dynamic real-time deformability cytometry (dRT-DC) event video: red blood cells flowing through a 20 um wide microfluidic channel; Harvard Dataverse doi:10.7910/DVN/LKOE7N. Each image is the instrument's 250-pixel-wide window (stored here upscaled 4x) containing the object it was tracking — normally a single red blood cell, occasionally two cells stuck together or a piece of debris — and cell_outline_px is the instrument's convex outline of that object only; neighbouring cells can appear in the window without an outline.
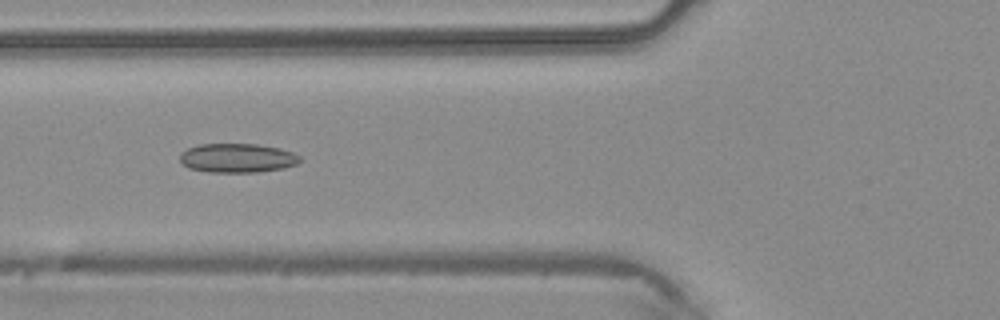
{"species": "common noctule bat (a hibernating species)", "species_latin": "Nyctalus noctula", "temperature_condition": "warm", "stored_images_in_passage": 45, "camera_frame_rate_fps": 3000, "um_per_image_px": 0.085, "animal": {"sex": "male", "body_mass_g": 20.4}, "frame": {"image": 1, "passage_image": 17, "time_ms": 5.333, "image_size_px": [1000, 320], "cell_outline_px": [[304, 160], [296, 164], [284, 168], [256, 172], [208, 172], [188, 168], [180, 160], [180, 152], [188, 148], [200, 144], [256, 144], [280, 148], [292, 152], [300, 156]], "centroid_in_image_um": [20.19, 13.43], "position_along_channel_um": 105.6, "area_um2": 20.46}}
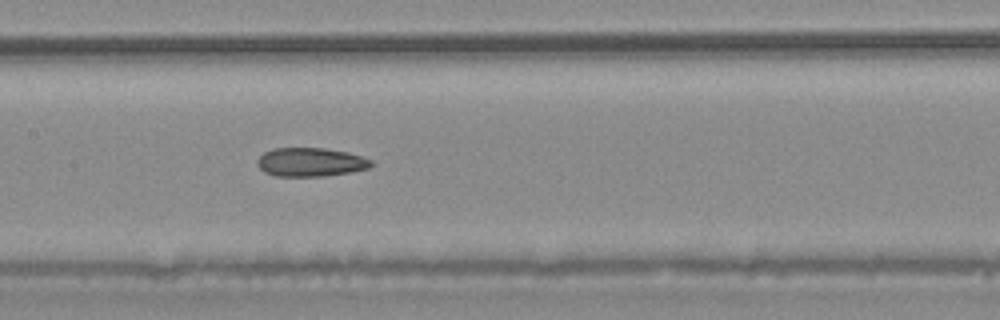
{"frame": {"image": 2, "passage_image": 22, "time_ms": 7.0, "image_size_px": [1000, 320], "cell_outline_px": [[376, 164], [368, 168], [348, 172], [324, 176], [276, 176], [264, 172], [256, 164], [256, 160], [264, 152], [276, 148], [324, 148], [348, 152], [372, 160]], "centroid_in_image_um": [26.39, 13.78], "position_along_channel_um": 181.0, "area_um2": 19.07}}
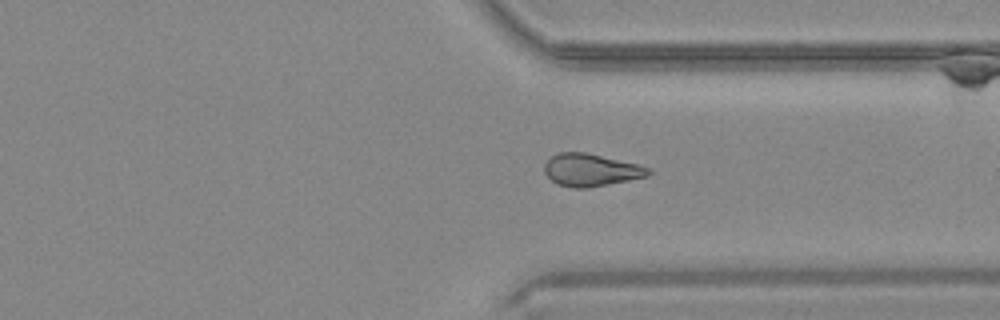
{"frame": {"image": 3, "passage_image": 34, "time_ms": 11.0, "image_size_px": [1000, 320], "cell_outline_px": [[652, 172], [648, 176], [588, 188], [572, 188], [556, 184], [544, 172], [544, 164], [552, 156], [560, 152], [584, 152], [636, 164], [648, 168]], "centroid_in_image_um": [50.19, 14.46], "position_along_channel_um": 361.2, "area_um2": 19.42}}